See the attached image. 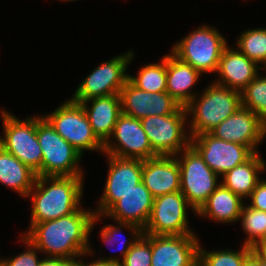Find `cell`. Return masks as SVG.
<instances>
[{"mask_svg": "<svg viewBox=\"0 0 266 266\" xmlns=\"http://www.w3.org/2000/svg\"><path fill=\"white\" fill-rule=\"evenodd\" d=\"M94 210L80 208L67 216L33 224L22 235L46 257L74 260L82 254L93 255L90 245L94 230Z\"/></svg>", "mask_w": 266, "mask_h": 266, "instance_id": "1", "label": "cell"}, {"mask_svg": "<svg viewBox=\"0 0 266 266\" xmlns=\"http://www.w3.org/2000/svg\"><path fill=\"white\" fill-rule=\"evenodd\" d=\"M84 176H37L27 198L31 216L27 230L35 223L55 220L79 210Z\"/></svg>", "mask_w": 266, "mask_h": 266, "instance_id": "2", "label": "cell"}, {"mask_svg": "<svg viewBox=\"0 0 266 266\" xmlns=\"http://www.w3.org/2000/svg\"><path fill=\"white\" fill-rule=\"evenodd\" d=\"M186 106L191 137L210 133L241 107V93L215 82L209 83ZM200 95V97L198 96ZM191 116V117H190Z\"/></svg>", "mask_w": 266, "mask_h": 266, "instance_id": "3", "label": "cell"}, {"mask_svg": "<svg viewBox=\"0 0 266 266\" xmlns=\"http://www.w3.org/2000/svg\"><path fill=\"white\" fill-rule=\"evenodd\" d=\"M226 38L217 28L202 24L175 43L171 52L202 75L216 73Z\"/></svg>", "mask_w": 266, "mask_h": 266, "instance_id": "4", "label": "cell"}, {"mask_svg": "<svg viewBox=\"0 0 266 266\" xmlns=\"http://www.w3.org/2000/svg\"><path fill=\"white\" fill-rule=\"evenodd\" d=\"M3 133L0 146L23 164L42 176V150L36 132V115L20 120L5 109L1 110Z\"/></svg>", "mask_w": 266, "mask_h": 266, "instance_id": "5", "label": "cell"}, {"mask_svg": "<svg viewBox=\"0 0 266 266\" xmlns=\"http://www.w3.org/2000/svg\"><path fill=\"white\" fill-rule=\"evenodd\" d=\"M36 132L42 150V176H84L80 153L42 115L36 116Z\"/></svg>", "mask_w": 266, "mask_h": 266, "instance_id": "6", "label": "cell"}, {"mask_svg": "<svg viewBox=\"0 0 266 266\" xmlns=\"http://www.w3.org/2000/svg\"><path fill=\"white\" fill-rule=\"evenodd\" d=\"M42 116L81 156L84 155V151L89 150L104 152V145L93 133L81 103L69 98V100H65L53 112L45 115L42 114Z\"/></svg>", "mask_w": 266, "mask_h": 266, "instance_id": "7", "label": "cell"}, {"mask_svg": "<svg viewBox=\"0 0 266 266\" xmlns=\"http://www.w3.org/2000/svg\"><path fill=\"white\" fill-rule=\"evenodd\" d=\"M175 157L180 168V191L197 212L221 184L220 176L208 167L191 144Z\"/></svg>", "mask_w": 266, "mask_h": 266, "instance_id": "8", "label": "cell"}, {"mask_svg": "<svg viewBox=\"0 0 266 266\" xmlns=\"http://www.w3.org/2000/svg\"><path fill=\"white\" fill-rule=\"evenodd\" d=\"M187 121L186 107L182 106L170 115L147 116L140 120L153 151L160 156H176L191 144Z\"/></svg>", "mask_w": 266, "mask_h": 266, "instance_id": "9", "label": "cell"}, {"mask_svg": "<svg viewBox=\"0 0 266 266\" xmlns=\"http://www.w3.org/2000/svg\"><path fill=\"white\" fill-rule=\"evenodd\" d=\"M133 57V50H128L102 62L83 78L71 99L81 103L95 97L119 94L128 80L129 73H126V70L128 65H131Z\"/></svg>", "mask_w": 266, "mask_h": 266, "instance_id": "10", "label": "cell"}, {"mask_svg": "<svg viewBox=\"0 0 266 266\" xmlns=\"http://www.w3.org/2000/svg\"><path fill=\"white\" fill-rule=\"evenodd\" d=\"M190 208L196 215V211L181 191L154 198L151 214L143 233L150 235L195 234L188 221Z\"/></svg>", "mask_w": 266, "mask_h": 266, "instance_id": "11", "label": "cell"}, {"mask_svg": "<svg viewBox=\"0 0 266 266\" xmlns=\"http://www.w3.org/2000/svg\"><path fill=\"white\" fill-rule=\"evenodd\" d=\"M105 155L147 160L158 156L152 149L140 119L121 113L113 132L104 144Z\"/></svg>", "mask_w": 266, "mask_h": 266, "instance_id": "12", "label": "cell"}, {"mask_svg": "<svg viewBox=\"0 0 266 266\" xmlns=\"http://www.w3.org/2000/svg\"><path fill=\"white\" fill-rule=\"evenodd\" d=\"M108 159V172L104 191L99 198L95 214L104 215L121 197L142 182V160L104 155Z\"/></svg>", "mask_w": 266, "mask_h": 266, "instance_id": "13", "label": "cell"}, {"mask_svg": "<svg viewBox=\"0 0 266 266\" xmlns=\"http://www.w3.org/2000/svg\"><path fill=\"white\" fill-rule=\"evenodd\" d=\"M191 145L220 178L227 171L247 161L255 153L249 146L224 141L211 133H201L191 137Z\"/></svg>", "mask_w": 266, "mask_h": 266, "instance_id": "14", "label": "cell"}, {"mask_svg": "<svg viewBox=\"0 0 266 266\" xmlns=\"http://www.w3.org/2000/svg\"><path fill=\"white\" fill-rule=\"evenodd\" d=\"M199 244L196 234L151 235V266H196Z\"/></svg>", "mask_w": 266, "mask_h": 266, "instance_id": "15", "label": "cell"}, {"mask_svg": "<svg viewBox=\"0 0 266 266\" xmlns=\"http://www.w3.org/2000/svg\"><path fill=\"white\" fill-rule=\"evenodd\" d=\"M210 133L224 141L249 146L258 153L259 144L266 138V123L257 114L241 106Z\"/></svg>", "mask_w": 266, "mask_h": 266, "instance_id": "16", "label": "cell"}, {"mask_svg": "<svg viewBox=\"0 0 266 266\" xmlns=\"http://www.w3.org/2000/svg\"><path fill=\"white\" fill-rule=\"evenodd\" d=\"M122 113L142 119L175 113L181 105L167 92H148L134 86L129 80L119 92Z\"/></svg>", "mask_w": 266, "mask_h": 266, "instance_id": "17", "label": "cell"}, {"mask_svg": "<svg viewBox=\"0 0 266 266\" xmlns=\"http://www.w3.org/2000/svg\"><path fill=\"white\" fill-rule=\"evenodd\" d=\"M153 200L150 191L141 182L124 194L104 215L94 214L93 222L97 224L104 217L117 222L132 223L144 229L151 214Z\"/></svg>", "mask_w": 266, "mask_h": 266, "instance_id": "18", "label": "cell"}, {"mask_svg": "<svg viewBox=\"0 0 266 266\" xmlns=\"http://www.w3.org/2000/svg\"><path fill=\"white\" fill-rule=\"evenodd\" d=\"M259 70H262L261 65L250 60L237 48L227 45L216 72L219 78L213 82L241 93L260 74Z\"/></svg>", "mask_w": 266, "mask_h": 266, "instance_id": "19", "label": "cell"}, {"mask_svg": "<svg viewBox=\"0 0 266 266\" xmlns=\"http://www.w3.org/2000/svg\"><path fill=\"white\" fill-rule=\"evenodd\" d=\"M142 182L153 198L180 191V168L175 156L142 160Z\"/></svg>", "mask_w": 266, "mask_h": 266, "instance_id": "20", "label": "cell"}, {"mask_svg": "<svg viewBox=\"0 0 266 266\" xmlns=\"http://www.w3.org/2000/svg\"><path fill=\"white\" fill-rule=\"evenodd\" d=\"M81 105L86 112L93 133L104 145L110 138L118 117L122 113L119 94L91 98L81 102Z\"/></svg>", "mask_w": 266, "mask_h": 266, "instance_id": "21", "label": "cell"}, {"mask_svg": "<svg viewBox=\"0 0 266 266\" xmlns=\"http://www.w3.org/2000/svg\"><path fill=\"white\" fill-rule=\"evenodd\" d=\"M166 77V92L182 107H186L199 94L197 91L192 92V89L202 74L190 64L180 60L172 52L166 54Z\"/></svg>", "mask_w": 266, "mask_h": 266, "instance_id": "22", "label": "cell"}, {"mask_svg": "<svg viewBox=\"0 0 266 266\" xmlns=\"http://www.w3.org/2000/svg\"><path fill=\"white\" fill-rule=\"evenodd\" d=\"M243 198L234 194L222 183L210 194L207 201L196 212L197 216L209 218L216 223H236L239 221Z\"/></svg>", "mask_w": 266, "mask_h": 266, "instance_id": "23", "label": "cell"}, {"mask_svg": "<svg viewBox=\"0 0 266 266\" xmlns=\"http://www.w3.org/2000/svg\"><path fill=\"white\" fill-rule=\"evenodd\" d=\"M265 169L266 163L258 152L254 153L247 161L227 171L220 180L222 179L221 183L234 194L249 200L248 197L261 180L259 176L263 174V171L265 172Z\"/></svg>", "mask_w": 266, "mask_h": 266, "instance_id": "24", "label": "cell"}, {"mask_svg": "<svg viewBox=\"0 0 266 266\" xmlns=\"http://www.w3.org/2000/svg\"><path fill=\"white\" fill-rule=\"evenodd\" d=\"M36 173L0 146V183L27 198L32 190Z\"/></svg>", "mask_w": 266, "mask_h": 266, "instance_id": "25", "label": "cell"}, {"mask_svg": "<svg viewBox=\"0 0 266 266\" xmlns=\"http://www.w3.org/2000/svg\"><path fill=\"white\" fill-rule=\"evenodd\" d=\"M118 226H115L114 224H108L104 225L102 229L100 230V239L102 240L103 243L106 244V246H114V243H118L119 237L123 234L122 229H127L129 232H131V236H129V239H125L120 241L121 243L118 247V250H120L121 253L118 256H109L106 258H97L98 260L101 261H106L110 263H115L119 265L123 259L125 258L126 254L129 252L133 244L138 240V238L143 234V229H141L139 226L132 224V223H124V222H117L115 221ZM120 235V236H119ZM125 237V236H124ZM132 237V238H131ZM123 238V237H121ZM120 240V239H119ZM117 245V244H116ZM115 251V250H114ZM122 257V258H120Z\"/></svg>", "mask_w": 266, "mask_h": 266, "instance_id": "26", "label": "cell"}, {"mask_svg": "<svg viewBox=\"0 0 266 266\" xmlns=\"http://www.w3.org/2000/svg\"><path fill=\"white\" fill-rule=\"evenodd\" d=\"M128 80L143 91L166 92V55L158 63H149L140 67L136 76L128 74Z\"/></svg>", "mask_w": 266, "mask_h": 266, "instance_id": "27", "label": "cell"}, {"mask_svg": "<svg viewBox=\"0 0 266 266\" xmlns=\"http://www.w3.org/2000/svg\"><path fill=\"white\" fill-rule=\"evenodd\" d=\"M236 48L262 68L266 65V28L243 31L235 42Z\"/></svg>", "mask_w": 266, "mask_h": 266, "instance_id": "28", "label": "cell"}, {"mask_svg": "<svg viewBox=\"0 0 266 266\" xmlns=\"http://www.w3.org/2000/svg\"><path fill=\"white\" fill-rule=\"evenodd\" d=\"M199 244L198 264L200 266H242L245 258L254 250L253 247L241 245V249H224L206 251Z\"/></svg>", "mask_w": 266, "mask_h": 266, "instance_id": "29", "label": "cell"}, {"mask_svg": "<svg viewBox=\"0 0 266 266\" xmlns=\"http://www.w3.org/2000/svg\"><path fill=\"white\" fill-rule=\"evenodd\" d=\"M248 204V202L244 204L239 216L241 227L244 233L247 234L242 244L254 248L265 236L266 212L253 209Z\"/></svg>", "mask_w": 266, "mask_h": 266, "instance_id": "30", "label": "cell"}, {"mask_svg": "<svg viewBox=\"0 0 266 266\" xmlns=\"http://www.w3.org/2000/svg\"><path fill=\"white\" fill-rule=\"evenodd\" d=\"M254 78L241 92V106L257 114L266 123V75Z\"/></svg>", "mask_w": 266, "mask_h": 266, "instance_id": "31", "label": "cell"}, {"mask_svg": "<svg viewBox=\"0 0 266 266\" xmlns=\"http://www.w3.org/2000/svg\"><path fill=\"white\" fill-rule=\"evenodd\" d=\"M151 235L142 234L118 266H151Z\"/></svg>", "mask_w": 266, "mask_h": 266, "instance_id": "32", "label": "cell"}, {"mask_svg": "<svg viewBox=\"0 0 266 266\" xmlns=\"http://www.w3.org/2000/svg\"><path fill=\"white\" fill-rule=\"evenodd\" d=\"M19 239V242L25 244L27 250H24V252H21L14 257L0 258L2 266H39L42 257L39 258L37 255L41 252L22 234Z\"/></svg>", "mask_w": 266, "mask_h": 266, "instance_id": "33", "label": "cell"}, {"mask_svg": "<svg viewBox=\"0 0 266 266\" xmlns=\"http://www.w3.org/2000/svg\"><path fill=\"white\" fill-rule=\"evenodd\" d=\"M250 198L249 207L266 212V179L262 178L254 188Z\"/></svg>", "mask_w": 266, "mask_h": 266, "instance_id": "34", "label": "cell"}, {"mask_svg": "<svg viewBox=\"0 0 266 266\" xmlns=\"http://www.w3.org/2000/svg\"><path fill=\"white\" fill-rule=\"evenodd\" d=\"M88 255H89L88 253H85V254L80 255L76 259L72 260V266H118L115 263L101 261L98 259H95L91 262H88V261L86 262L83 257H87Z\"/></svg>", "mask_w": 266, "mask_h": 266, "instance_id": "35", "label": "cell"}, {"mask_svg": "<svg viewBox=\"0 0 266 266\" xmlns=\"http://www.w3.org/2000/svg\"><path fill=\"white\" fill-rule=\"evenodd\" d=\"M39 266H72V260L61 257H42Z\"/></svg>", "mask_w": 266, "mask_h": 266, "instance_id": "36", "label": "cell"}, {"mask_svg": "<svg viewBox=\"0 0 266 266\" xmlns=\"http://www.w3.org/2000/svg\"><path fill=\"white\" fill-rule=\"evenodd\" d=\"M242 266H262V258L253 250L243 261Z\"/></svg>", "mask_w": 266, "mask_h": 266, "instance_id": "37", "label": "cell"}, {"mask_svg": "<svg viewBox=\"0 0 266 266\" xmlns=\"http://www.w3.org/2000/svg\"><path fill=\"white\" fill-rule=\"evenodd\" d=\"M254 250L266 262V243L257 244Z\"/></svg>", "mask_w": 266, "mask_h": 266, "instance_id": "38", "label": "cell"}, {"mask_svg": "<svg viewBox=\"0 0 266 266\" xmlns=\"http://www.w3.org/2000/svg\"><path fill=\"white\" fill-rule=\"evenodd\" d=\"M262 243H266V233H265L264 238L258 244H262Z\"/></svg>", "mask_w": 266, "mask_h": 266, "instance_id": "39", "label": "cell"}, {"mask_svg": "<svg viewBox=\"0 0 266 266\" xmlns=\"http://www.w3.org/2000/svg\"><path fill=\"white\" fill-rule=\"evenodd\" d=\"M58 1H60V2H61V1H64V2H65V1H66V2H67V1H69V2H73V1H78V0H58Z\"/></svg>", "mask_w": 266, "mask_h": 266, "instance_id": "40", "label": "cell"}, {"mask_svg": "<svg viewBox=\"0 0 266 266\" xmlns=\"http://www.w3.org/2000/svg\"><path fill=\"white\" fill-rule=\"evenodd\" d=\"M262 266H266V262L262 259Z\"/></svg>", "mask_w": 266, "mask_h": 266, "instance_id": "41", "label": "cell"}, {"mask_svg": "<svg viewBox=\"0 0 266 266\" xmlns=\"http://www.w3.org/2000/svg\"><path fill=\"white\" fill-rule=\"evenodd\" d=\"M262 69L266 71V65ZM264 74H266V72Z\"/></svg>", "mask_w": 266, "mask_h": 266, "instance_id": "42", "label": "cell"}]
</instances>
